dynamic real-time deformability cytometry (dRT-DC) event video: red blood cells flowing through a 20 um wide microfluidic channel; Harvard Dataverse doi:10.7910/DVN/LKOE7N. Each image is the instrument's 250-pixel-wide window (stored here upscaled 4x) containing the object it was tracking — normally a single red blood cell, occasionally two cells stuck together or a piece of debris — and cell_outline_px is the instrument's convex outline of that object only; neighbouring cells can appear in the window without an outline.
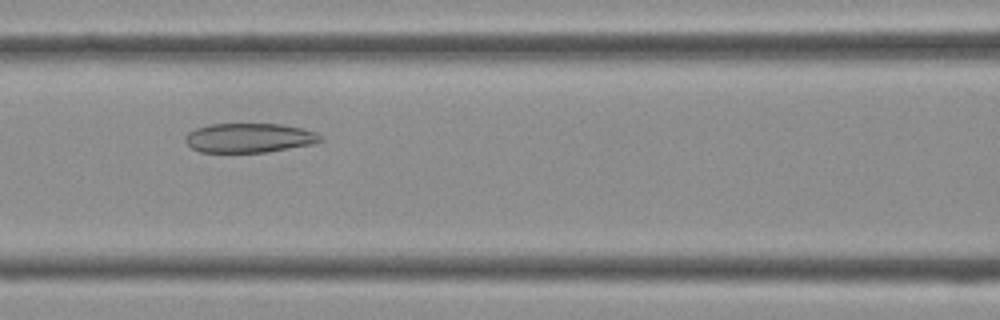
{"species": "Egyptian fruit bat (a non-hibernating species)", "species_latin": "Rousettus aegyptiacus", "temperature_condition": "cold", "stored_images_in_passage": 31, "camera_frame_rate_fps": 3000, "um_per_image_px": 0.085, "frame": {"image": 1, "passage_image": 8, "time_ms": 2.333, "image_size_px": [1000, 320], "cell_outline_px": [[324, 140], [312, 144], [264, 152], [200, 152], [192, 148], [184, 140], [184, 136], [188, 132], [196, 128], [212, 124], [280, 124], [300, 128], [316, 132], [324, 136]], "centroid_in_image_um": [21.18, 11.72], "position_along_channel_um": 145.4, "area_um2": 23.06}}
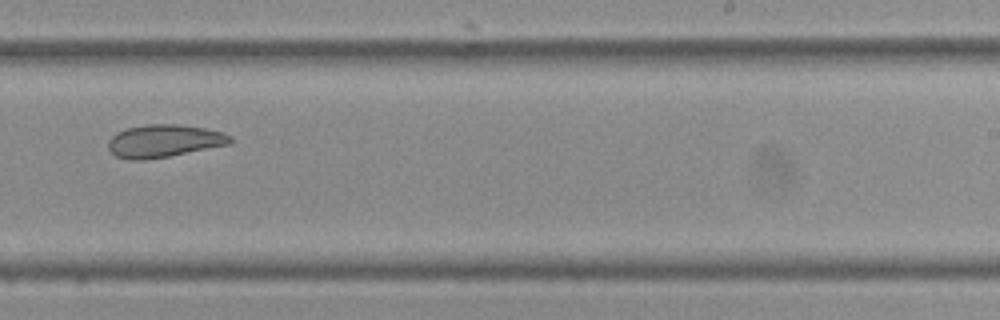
{"frame": {"image": 2, "passage_image": 16, "time_ms": 5.0, "image_size_px": [1000, 320], "cell_outline_px": [[232, 144], [168, 156], [144, 160], [132, 160], [116, 156], [108, 148], [108, 140], [116, 132], [124, 128], [148, 124], [176, 124], [204, 128], [220, 132], [232, 136]], "centroid_in_image_um": [13.92, 11.98], "position_along_channel_um": 275.1, "area_um2": 23.24}}
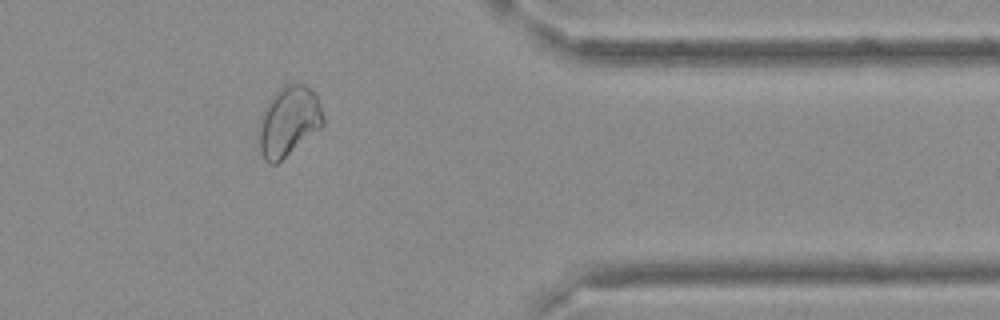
{"frame": {"image": 3, "passage_image": 24, "time_ms": 7.667, "image_size_px": [1000, 320], "cell_outline_px": [[324, 124], [320, 128], [276, 164], [268, 164], [264, 160], [260, 152], [260, 116], [264, 108], [272, 96], [280, 88], [288, 84], [304, 84], [312, 88], [316, 96], [324, 116]], "centroid_in_image_um": [24.54, 10.31], "position_along_channel_um": 386.9, "area_um2": 25.84}}